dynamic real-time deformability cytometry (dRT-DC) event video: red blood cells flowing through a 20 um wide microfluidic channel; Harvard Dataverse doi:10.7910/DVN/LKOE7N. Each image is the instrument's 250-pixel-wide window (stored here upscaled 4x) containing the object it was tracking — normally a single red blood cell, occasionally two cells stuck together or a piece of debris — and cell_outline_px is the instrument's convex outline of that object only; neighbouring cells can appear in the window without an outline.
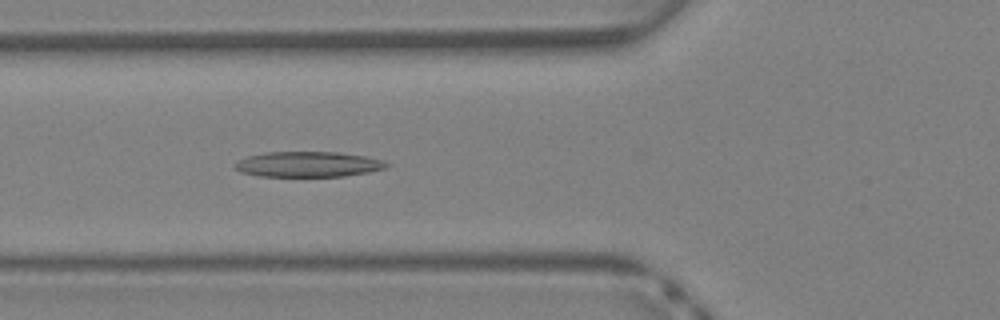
{"species": "Egyptian fruit bat (a non-hibernating species)", "species_latin": "Rousettus aegyptiacus", "temperature_condition": "warm", "stored_images_in_passage": 31, "camera_frame_rate_fps": 3000, "um_per_image_px": 0.085, "animal": {"sex": "female"}, "frame": {"image": 1, "passage_image": 11, "time_ms": 3.333, "image_size_px": [1000, 320], "cell_outline_px": [[392, 164], [384, 168], [368, 172], [344, 176], [260, 176], [240, 172], [236, 168], [236, 164], [240, 160], [248, 156], [264, 152], [340, 152], [364, 156], [384, 160]], "centroid_in_image_um": [26.23, 13.96], "position_along_channel_um": 99.6, "area_um2": 22.31}}
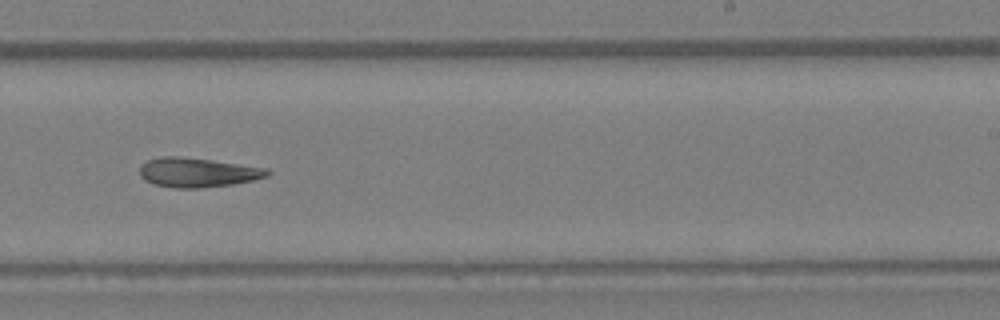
{"frame": {"image": 2, "passage_image": 21, "time_ms": 6.667, "image_size_px": [1000, 320], "cell_outline_px": [[272, 172], [268, 176], [252, 180], [232, 184], [200, 188], [176, 188], [152, 184], [144, 180], [140, 176], [140, 168], [148, 160], [160, 156], [180, 156], [212, 160], [268, 168]], "centroid_in_image_um": [16.8, 14.66], "position_along_channel_um": 272.2, "area_um2": 21.91}}
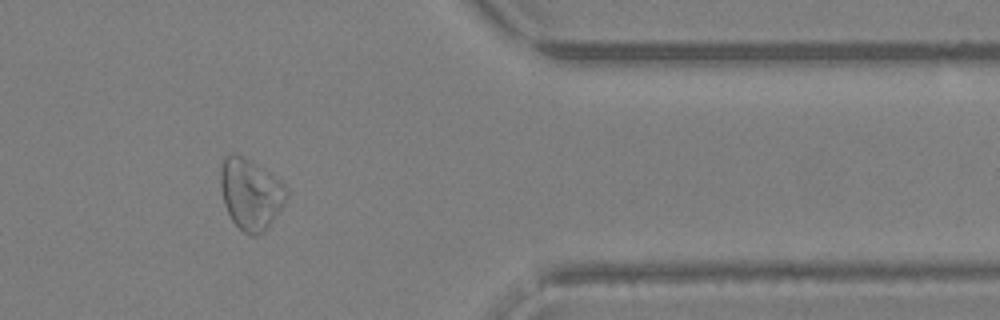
{"frame": {"image": 3, "passage_image": 29, "time_ms": 9.333, "image_size_px": [1000, 320], "cell_outline_px": [[288, 196], [264, 232], [256, 236], [252, 236], [244, 232], [232, 220], [224, 204], [220, 184], [220, 168], [224, 156], [232, 152], [236, 152], [256, 164], [280, 180], [288, 188]], "centroid_in_image_um": [21.28, 16.46], "position_along_channel_um": 390.1, "area_um2": 27.17}}